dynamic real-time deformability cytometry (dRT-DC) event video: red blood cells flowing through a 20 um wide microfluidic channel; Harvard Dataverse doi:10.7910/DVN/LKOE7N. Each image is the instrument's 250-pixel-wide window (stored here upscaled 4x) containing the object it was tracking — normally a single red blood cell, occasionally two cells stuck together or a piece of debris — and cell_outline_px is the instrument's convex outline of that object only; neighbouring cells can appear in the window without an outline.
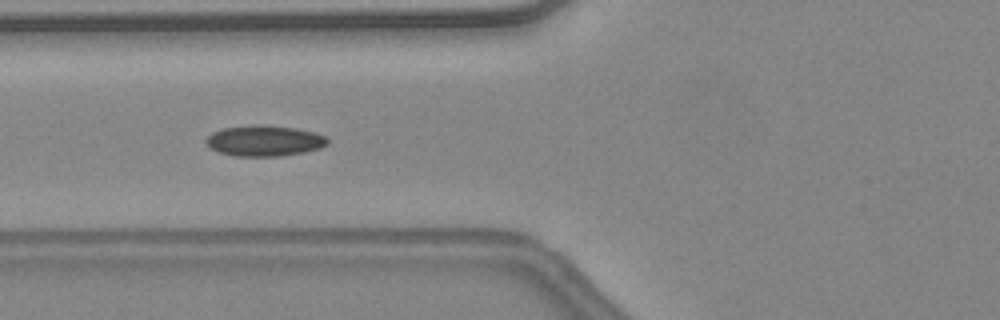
{"species": "common noctule bat (a hibernating species)", "species_latin": "Nyctalus noctula", "temperature_condition": "warm", "stored_images_in_passage": 32, "camera_frame_rate_fps": 3000, "um_per_image_px": 0.085, "animal": {"sex": "female", "body_mass_g": 24.6, "forearm_length_mm": 56.2}, "frame": {"image": 1, "passage_image": 5, "time_ms": 1.333, "image_size_px": [1000, 320], "cell_outline_px": [[328, 144], [320, 148], [304, 152], [280, 156], [236, 156], [220, 152], [208, 148], [204, 140], [212, 132], [224, 128], [256, 124], [260, 124], [296, 128], [316, 132], [324, 136], [328, 140]], "centroid_in_image_um": [22.46, 11.96], "position_along_channel_um": 103.3, "area_um2": 21.91}, "authors_computed_cell_mechanics": {"area_um2": 20.6635, "velocity_mm_per_s": 4.5491, "shape_relaxation_time_tau1_ms": null, "shape_relaxation_time_tau2_ms": 1.9804, "deformation_change_tau1": null, "deformation_change_tau2": 0.0648}}